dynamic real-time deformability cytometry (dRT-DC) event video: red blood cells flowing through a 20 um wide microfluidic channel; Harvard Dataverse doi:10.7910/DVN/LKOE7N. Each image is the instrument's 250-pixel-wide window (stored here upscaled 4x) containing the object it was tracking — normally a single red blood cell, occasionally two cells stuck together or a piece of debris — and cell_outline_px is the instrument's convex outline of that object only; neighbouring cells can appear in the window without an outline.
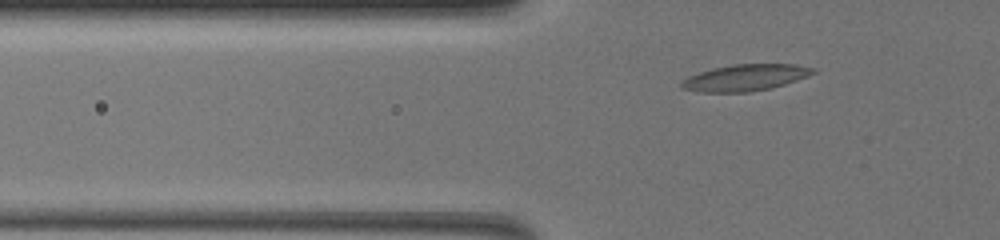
{"species": "common noctule bat (a hibernating species)", "species_latin": "Nyctalus noctula", "temperature_condition": "warm", "stored_images_in_passage": 15, "camera_frame_rate_fps": 3000, "um_per_image_px": 0.085, "animal": {"sex": "female", "body_mass_g": 19.5, "forearm_length_mm": 54.1}, "frame": {"image": 1, "passage_image": 13, "time_ms": 4.0, "image_size_px": [1000, 240], "cell_outline_px": [[816, 72], [808, 76], [772, 88], [748, 92], [700, 92], [680, 88], [680, 84], [688, 76], [712, 68], [732, 64], [796, 64], [812, 68]], "centroid_in_image_um": [63.32, 6.6], "position_along_channel_um": 62.5, "area_um2": 20.23}}